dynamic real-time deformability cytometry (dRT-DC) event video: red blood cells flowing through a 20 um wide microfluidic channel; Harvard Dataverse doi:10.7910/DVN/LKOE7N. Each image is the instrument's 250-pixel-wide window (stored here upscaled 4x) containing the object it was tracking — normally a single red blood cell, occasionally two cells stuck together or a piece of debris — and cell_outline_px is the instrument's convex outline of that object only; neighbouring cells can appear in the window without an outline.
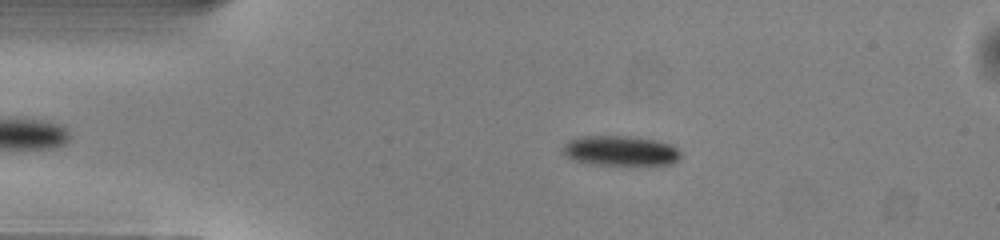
{"species": "common noctule bat (a hibernating species)", "species_latin": "Nyctalus noctula", "temperature_condition": "warm", "stored_images_in_passage": 39, "camera_frame_rate_fps": 3000, "um_per_image_px": 0.085, "animal": {"sex": "male", "body_mass_g": 13.0, "forearm_length_mm": 53.1}, "frame": {"image": 1, "passage_image": 4, "time_ms": 1.0, "image_size_px": [1000, 240], "cell_outline_px": [[680, 156], [672, 164], [592, 164], [572, 160], [564, 156], [560, 152], [560, 148], [568, 140], [580, 136], [632, 136], [656, 140], [672, 144], [680, 152]], "centroid_in_image_um": [52.65, 12.8], "position_along_channel_um": 32.3, "area_um2": 20.75}}
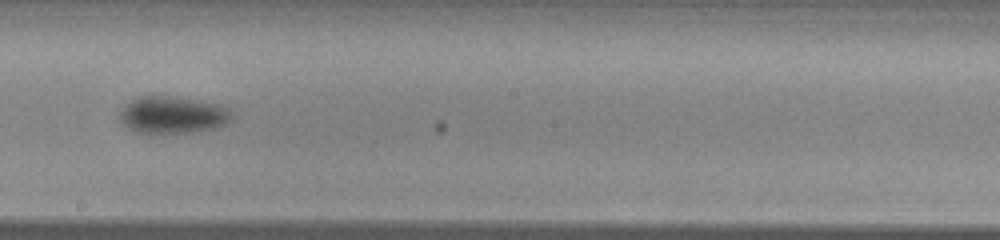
{"frame": {"image": 2, "passage_image": 22, "time_ms": 7.0, "image_size_px": [1000, 240], "cell_outline_px": [[232, 120], [216, 128], [188, 132], [136, 132], [128, 128], [120, 120], [120, 112], [136, 96], [172, 96], [200, 100], [220, 104], [228, 108], [232, 112]], "centroid_in_image_um": [14.72, 9.75], "position_along_channel_um": 233.5, "area_um2": 24.04}}
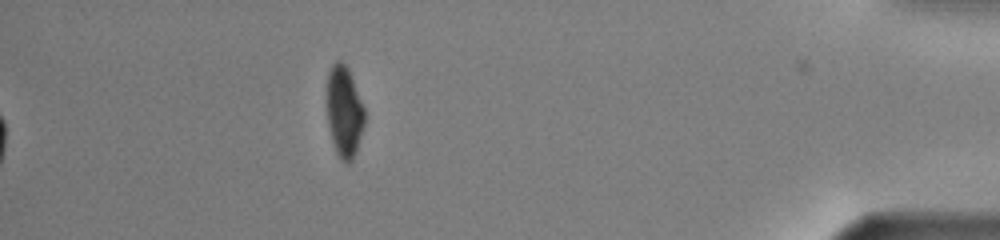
{"frame": {"image": 3, "passage_image": 39, "time_ms": 12.667, "image_size_px": [1000, 240], "cell_outline_px": [[364, 124], [356, 152], [352, 160], [348, 164], [340, 160], [336, 152], [332, 140], [328, 124], [324, 100], [328, 72], [332, 64], [336, 60], [340, 60], [348, 68], [364, 108]], "centroid_in_image_um": [29.21, 9.47], "position_along_channel_um": 406.0, "area_um2": 20.46}, "authors_computed_cell_mechanics": {"area_um2": 23.12, "velocity_mm_per_s": 4.0534, "shape_relaxation_time_tau1_ms": 1.8413, "shape_relaxation_time_tau2_ms": null, "deformation_change_tau1": 0.1227, "deformation_change_tau2": null}}